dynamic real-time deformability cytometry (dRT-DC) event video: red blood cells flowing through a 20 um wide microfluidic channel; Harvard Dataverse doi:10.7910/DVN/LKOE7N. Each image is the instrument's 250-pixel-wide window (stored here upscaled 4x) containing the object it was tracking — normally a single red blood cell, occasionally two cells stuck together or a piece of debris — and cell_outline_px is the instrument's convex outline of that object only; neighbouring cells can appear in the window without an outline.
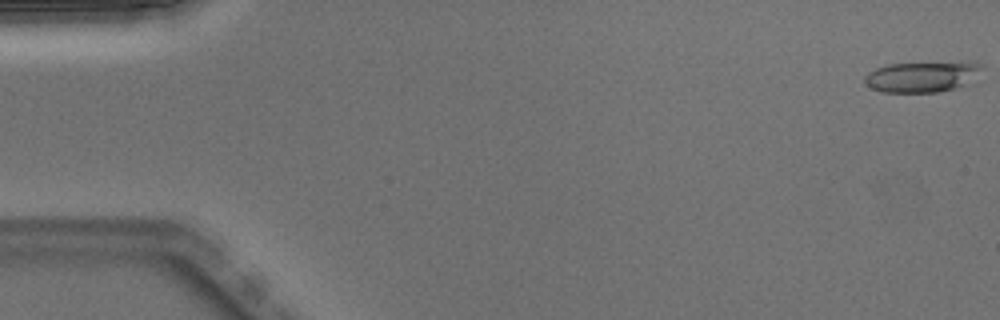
{"species": "Egyptian fruit bat (a non-hibernating species)", "species_latin": "Rousettus aegyptiacus", "temperature_condition": "warm", "stored_images_in_passage": 50, "camera_frame_rate_fps": 3000, "um_per_image_px": 0.085, "animal": {"sex": "male"}, "frame": {"image": 1, "passage_image": 1, "time_ms": 0.0, "image_size_px": [1000, 320], "cell_outline_px": [[980, 68], [964, 84], [956, 88], [936, 92], [880, 92], [864, 84], [864, 76], [868, 72], [876, 68], [888, 64], [980, 64]], "centroid_in_image_um": [78.15, 6.57], "position_along_channel_um": 6.8, "area_um2": 19.71}}
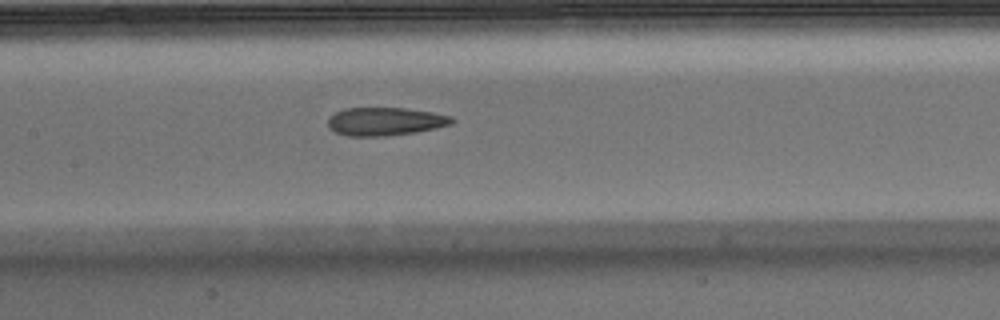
{"frame": {"image": 2, "passage_image": 24, "time_ms": 7.667, "image_size_px": [1000, 320], "cell_outline_px": [[456, 120], [452, 124], [436, 128], [416, 132], [388, 136], [348, 136], [336, 132], [328, 128], [328, 120], [336, 112], [344, 108], [408, 108], [432, 112], [452, 116]], "centroid_in_image_um": [32.77, 10.32], "position_along_channel_um": 174.6, "area_um2": 20.46}}
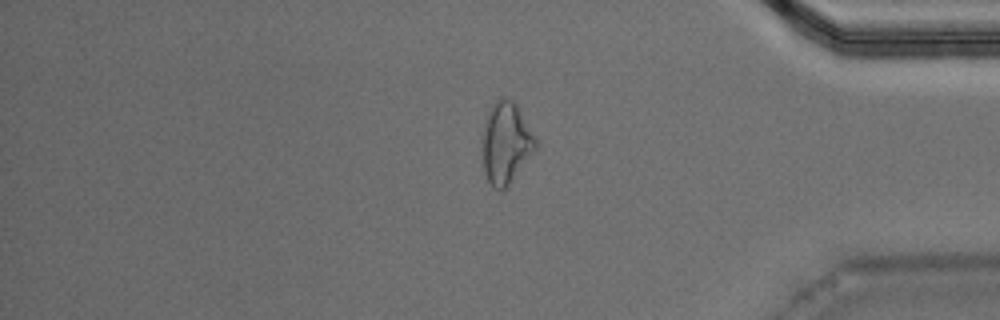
{"frame": {"image": 3, "passage_image": 42, "time_ms": 13.667, "image_size_px": [1000, 320], "cell_outline_px": [[536, 152], [508, 188], [500, 192], [492, 188], [484, 172], [480, 140], [488, 112], [492, 104], [500, 96], [504, 96], [512, 100], [516, 104], [536, 140]], "centroid_in_image_um": [42.98, 12.22], "position_along_channel_um": 392.2, "area_um2": 26.07}, "authors_computed_cell_mechanics": {"area_um2": 20.9525, "velocity_mm_per_s": 4.0282, "shape_relaxation_time_tau1_ms": null, "shape_relaxation_time_tau2_ms": 3.0529, "deformation_change_tau1": null, "deformation_change_tau2": 0.1408}}